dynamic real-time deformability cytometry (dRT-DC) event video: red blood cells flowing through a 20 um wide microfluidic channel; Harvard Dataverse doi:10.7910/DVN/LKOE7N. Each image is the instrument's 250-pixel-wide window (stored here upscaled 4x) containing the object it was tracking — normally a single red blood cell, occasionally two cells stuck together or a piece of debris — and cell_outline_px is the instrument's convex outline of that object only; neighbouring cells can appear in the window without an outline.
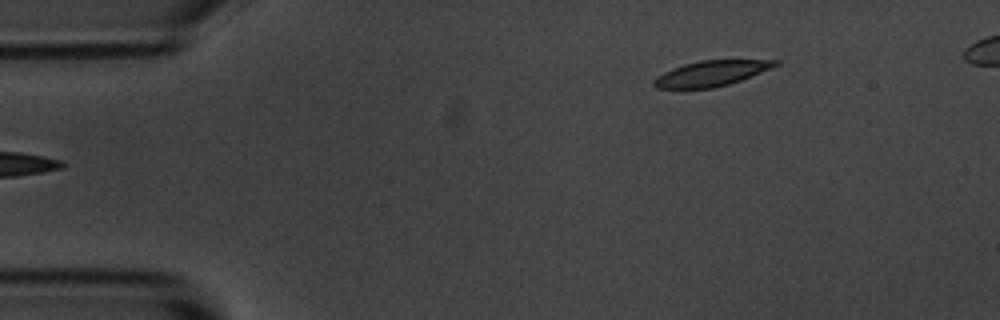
{"species": "common noctule bat (a hibernating species)", "species_latin": "Nyctalus noctula", "temperature_condition": "room temperature", "stored_images_in_passage": 5, "camera_frame_rate_fps": 3000, "um_per_image_px": 0.085, "animal": {"sex": "male", "body_mass_g": 20.1, "forearm_length_mm": 53.5}, "frame": {"image": 1, "passage_image": 5, "time_ms": 5.0, "image_size_px": [1000, 320], "cell_outline_px": [[780, 64], [772, 68], [740, 80], [728, 84], [712, 88], [656, 88], [652, 84], [652, 80], [656, 76], [672, 68], [684, 64], [700, 60], [780, 60]], "centroid_in_image_um": [60.44, 6.23], "position_along_channel_um": 24.6, "area_um2": 17.92}}